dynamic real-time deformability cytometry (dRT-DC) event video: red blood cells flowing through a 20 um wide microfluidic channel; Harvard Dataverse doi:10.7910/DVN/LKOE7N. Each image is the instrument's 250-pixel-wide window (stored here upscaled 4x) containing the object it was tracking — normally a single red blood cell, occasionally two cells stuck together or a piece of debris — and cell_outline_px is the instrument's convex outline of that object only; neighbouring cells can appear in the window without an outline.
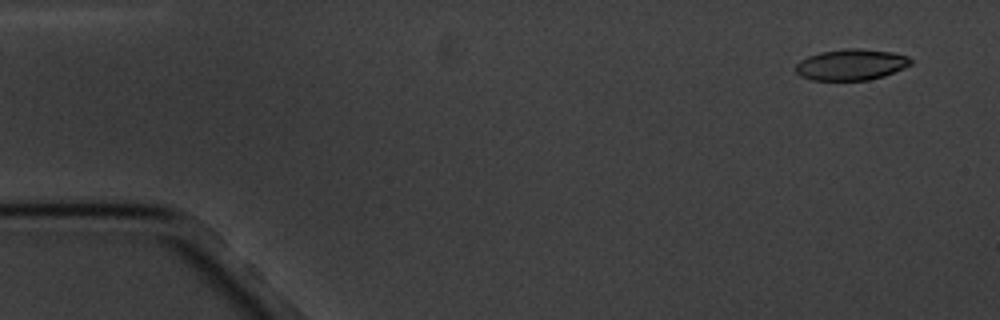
{"species": "common noctule bat (a hibernating species)", "species_latin": "Nyctalus noctula", "temperature_condition": "cold", "stored_images_in_passage": 6, "camera_frame_rate_fps": 3000, "um_per_image_px": 0.085, "animal": {"sex": "male", "body_mass_g": 20.1, "forearm_length_mm": 53.5}, "frame": {"image": 1, "passage_image": 1, "time_ms": 0.0, "image_size_px": [1000, 320], "cell_outline_px": [[912, 64], [904, 68], [884, 76], [868, 80], [812, 80], [800, 76], [796, 72], [796, 64], [800, 60], [808, 56], [820, 52], [844, 48], [860, 48], [892, 52], [908, 56], [912, 60]], "centroid_in_image_um": [72.35, 5.49], "position_along_channel_um": 12.6, "area_um2": 20.98}}
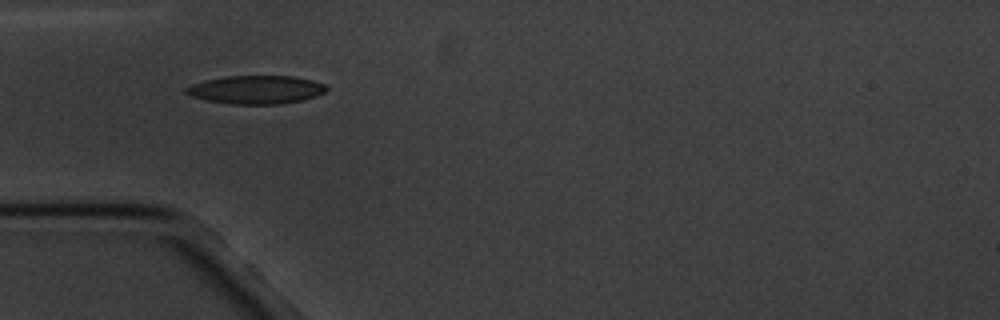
{"frame": {"image": 2, "passage_image": 5, "time_ms": 4.667, "image_size_px": [1000, 320], "cell_outline_px": [[328, 88], [324, 92], [316, 96], [304, 100], [280, 104], [232, 104], [204, 100], [188, 96], [184, 92], [184, 88], [192, 84], [224, 76], [292, 76], [312, 80], [324, 84]], "centroid_in_image_um": [21.74, 7.63], "position_along_channel_um": 63.3, "area_um2": 23.29}}
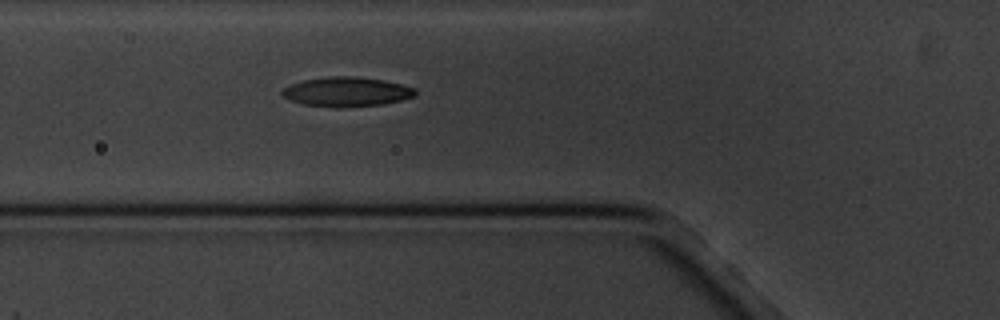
{"frame": {"image": 3, "passage_image": 6, "time_ms": 5.667, "image_size_px": [1000, 320], "cell_outline_px": [[416, 96], [400, 100], [380, 104], [340, 108], [336, 108], [304, 104], [288, 100], [280, 92], [284, 88], [292, 84], [304, 80], [328, 76], [356, 76], [384, 80], [416, 88]], "centroid_in_image_um": [29.46, 7.8], "position_along_channel_um": 96.3, "area_um2": 22.89}}